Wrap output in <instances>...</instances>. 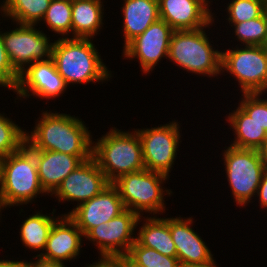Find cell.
Instances as JSON below:
<instances>
[{"label":"cell","mask_w":267,"mask_h":267,"mask_svg":"<svg viewBox=\"0 0 267 267\" xmlns=\"http://www.w3.org/2000/svg\"><path fill=\"white\" fill-rule=\"evenodd\" d=\"M173 32L174 30L167 22L158 19L141 35L131 40L124 47L122 54L125 59H138L143 73L149 74L162 58H168Z\"/></svg>","instance_id":"12"},{"label":"cell","mask_w":267,"mask_h":267,"mask_svg":"<svg viewBox=\"0 0 267 267\" xmlns=\"http://www.w3.org/2000/svg\"><path fill=\"white\" fill-rule=\"evenodd\" d=\"M205 28L174 31L168 58L187 72L215 78L221 74V51L212 46Z\"/></svg>","instance_id":"5"},{"label":"cell","mask_w":267,"mask_h":267,"mask_svg":"<svg viewBox=\"0 0 267 267\" xmlns=\"http://www.w3.org/2000/svg\"><path fill=\"white\" fill-rule=\"evenodd\" d=\"M68 85L56 69L52 58L36 61L20 73L16 95L24 99L34 96L46 100L64 94ZM32 93V94H30Z\"/></svg>","instance_id":"14"},{"label":"cell","mask_w":267,"mask_h":267,"mask_svg":"<svg viewBox=\"0 0 267 267\" xmlns=\"http://www.w3.org/2000/svg\"><path fill=\"white\" fill-rule=\"evenodd\" d=\"M3 209H4V206H3V204H2L1 197H0V212H1V210H3ZM0 215H2V214L0 213ZM0 218H2V217L0 216Z\"/></svg>","instance_id":"39"},{"label":"cell","mask_w":267,"mask_h":267,"mask_svg":"<svg viewBox=\"0 0 267 267\" xmlns=\"http://www.w3.org/2000/svg\"><path fill=\"white\" fill-rule=\"evenodd\" d=\"M260 159L267 170V138L263 141L262 145L257 149Z\"/></svg>","instance_id":"37"},{"label":"cell","mask_w":267,"mask_h":267,"mask_svg":"<svg viewBox=\"0 0 267 267\" xmlns=\"http://www.w3.org/2000/svg\"><path fill=\"white\" fill-rule=\"evenodd\" d=\"M229 112L227 120L235 139L230 146L240 149H258L267 138V132L258 125L239 105Z\"/></svg>","instance_id":"23"},{"label":"cell","mask_w":267,"mask_h":267,"mask_svg":"<svg viewBox=\"0 0 267 267\" xmlns=\"http://www.w3.org/2000/svg\"><path fill=\"white\" fill-rule=\"evenodd\" d=\"M125 210L117 188L110 183L97 196L67 214L85 236L92 228L106 223Z\"/></svg>","instance_id":"15"},{"label":"cell","mask_w":267,"mask_h":267,"mask_svg":"<svg viewBox=\"0 0 267 267\" xmlns=\"http://www.w3.org/2000/svg\"><path fill=\"white\" fill-rule=\"evenodd\" d=\"M157 215L142 219L143 225L139 227L136 241L141 245L152 248L168 257H177L175 244L169 228V218H158Z\"/></svg>","instance_id":"22"},{"label":"cell","mask_w":267,"mask_h":267,"mask_svg":"<svg viewBox=\"0 0 267 267\" xmlns=\"http://www.w3.org/2000/svg\"><path fill=\"white\" fill-rule=\"evenodd\" d=\"M233 75L243 94L267 93V46L244 45L221 51V74Z\"/></svg>","instance_id":"7"},{"label":"cell","mask_w":267,"mask_h":267,"mask_svg":"<svg viewBox=\"0 0 267 267\" xmlns=\"http://www.w3.org/2000/svg\"><path fill=\"white\" fill-rule=\"evenodd\" d=\"M122 261L125 265H141L145 267H181L177 257H168L158 251L141 246L137 241L131 246Z\"/></svg>","instance_id":"26"},{"label":"cell","mask_w":267,"mask_h":267,"mask_svg":"<svg viewBox=\"0 0 267 267\" xmlns=\"http://www.w3.org/2000/svg\"><path fill=\"white\" fill-rule=\"evenodd\" d=\"M126 267H145V266H141V265H125Z\"/></svg>","instance_id":"41"},{"label":"cell","mask_w":267,"mask_h":267,"mask_svg":"<svg viewBox=\"0 0 267 267\" xmlns=\"http://www.w3.org/2000/svg\"><path fill=\"white\" fill-rule=\"evenodd\" d=\"M222 155L234 202L245 207L257 195L265 171L264 164L256 149H240L229 145Z\"/></svg>","instance_id":"8"},{"label":"cell","mask_w":267,"mask_h":267,"mask_svg":"<svg viewBox=\"0 0 267 267\" xmlns=\"http://www.w3.org/2000/svg\"><path fill=\"white\" fill-rule=\"evenodd\" d=\"M1 164H2V157L0 156V181H1Z\"/></svg>","instance_id":"42"},{"label":"cell","mask_w":267,"mask_h":267,"mask_svg":"<svg viewBox=\"0 0 267 267\" xmlns=\"http://www.w3.org/2000/svg\"><path fill=\"white\" fill-rule=\"evenodd\" d=\"M60 216L51 228L45 251L36 257L64 264L65 261L70 262L80 255L84 235L68 215Z\"/></svg>","instance_id":"17"},{"label":"cell","mask_w":267,"mask_h":267,"mask_svg":"<svg viewBox=\"0 0 267 267\" xmlns=\"http://www.w3.org/2000/svg\"><path fill=\"white\" fill-rule=\"evenodd\" d=\"M103 11L101 0H73L71 37L93 39L104 24Z\"/></svg>","instance_id":"21"},{"label":"cell","mask_w":267,"mask_h":267,"mask_svg":"<svg viewBox=\"0 0 267 267\" xmlns=\"http://www.w3.org/2000/svg\"><path fill=\"white\" fill-rule=\"evenodd\" d=\"M35 26L37 25L16 23L15 29L4 33L0 31L9 60L19 74L26 66L51 58L54 42H50V37Z\"/></svg>","instance_id":"11"},{"label":"cell","mask_w":267,"mask_h":267,"mask_svg":"<svg viewBox=\"0 0 267 267\" xmlns=\"http://www.w3.org/2000/svg\"><path fill=\"white\" fill-rule=\"evenodd\" d=\"M172 121L165 125L135 129L142 144L145 169L170 176L177 157L180 140V125Z\"/></svg>","instance_id":"9"},{"label":"cell","mask_w":267,"mask_h":267,"mask_svg":"<svg viewBox=\"0 0 267 267\" xmlns=\"http://www.w3.org/2000/svg\"><path fill=\"white\" fill-rule=\"evenodd\" d=\"M52 0H3L1 16L13 23L37 25L41 23ZM3 13V15H2Z\"/></svg>","instance_id":"25"},{"label":"cell","mask_w":267,"mask_h":267,"mask_svg":"<svg viewBox=\"0 0 267 267\" xmlns=\"http://www.w3.org/2000/svg\"><path fill=\"white\" fill-rule=\"evenodd\" d=\"M192 223V217L169 218L170 233L181 266L205 263L214 258L202 237L191 227Z\"/></svg>","instance_id":"19"},{"label":"cell","mask_w":267,"mask_h":267,"mask_svg":"<svg viewBox=\"0 0 267 267\" xmlns=\"http://www.w3.org/2000/svg\"><path fill=\"white\" fill-rule=\"evenodd\" d=\"M0 267H27V261L0 260Z\"/></svg>","instance_id":"36"},{"label":"cell","mask_w":267,"mask_h":267,"mask_svg":"<svg viewBox=\"0 0 267 267\" xmlns=\"http://www.w3.org/2000/svg\"><path fill=\"white\" fill-rule=\"evenodd\" d=\"M264 14H265V18H266V21H267V4H266V7H265ZM266 46H267V40H266Z\"/></svg>","instance_id":"40"},{"label":"cell","mask_w":267,"mask_h":267,"mask_svg":"<svg viewBox=\"0 0 267 267\" xmlns=\"http://www.w3.org/2000/svg\"><path fill=\"white\" fill-rule=\"evenodd\" d=\"M123 48L141 35L159 17L158 0H123Z\"/></svg>","instance_id":"20"},{"label":"cell","mask_w":267,"mask_h":267,"mask_svg":"<svg viewBox=\"0 0 267 267\" xmlns=\"http://www.w3.org/2000/svg\"><path fill=\"white\" fill-rule=\"evenodd\" d=\"M167 179L168 176L162 173L144 169L122 175L112 184L119 191L125 209L135 212L139 217L145 212L154 216L165 212L164 196L173 193L162 186Z\"/></svg>","instance_id":"6"},{"label":"cell","mask_w":267,"mask_h":267,"mask_svg":"<svg viewBox=\"0 0 267 267\" xmlns=\"http://www.w3.org/2000/svg\"><path fill=\"white\" fill-rule=\"evenodd\" d=\"M55 209H53V212L47 215L42 213L40 211H35V214H32L31 216L27 217L20 226V240L23 243V246H25L28 249H31L34 252L36 251H43L45 250L47 239L49 236V233L51 231V228L53 224L60 218H55L54 216ZM36 250V251H35Z\"/></svg>","instance_id":"24"},{"label":"cell","mask_w":267,"mask_h":267,"mask_svg":"<svg viewBox=\"0 0 267 267\" xmlns=\"http://www.w3.org/2000/svg\"><path fill=\"white\" fill-rule=\"evenodd\" d=\"M25 145L35 155L39 180L47 195H52L73 170L92 157V155H70L56 151L35 150L26 141Z\"/></svg>","instance_id":"18"},{"label":"cell","mask_w":267,"mask_h":267,"mask_svg":"<svg viewBox=\"0 0 267 267\" xmlns=\"http://www.w3.org/2000/svg\"><path fill=\"white\" fill-rule=\"evenodd\" d=\"M110 183L91 157L73 170L51 195L58 201H77V206L97 196Z\"/></svg>","instance_id":"13"},{"label":"cell","mask_w":267,"mask_h":267,"mask_svg":"<svg viewBox=\"0 0 267 267\" xmlns=\"http://www.w3.org/2000/svg\"><path fill=\"white\" fill-rule=\"evenodd\" d=\"M44 193L35 155L25 144L2 158L0 197L4 208L29 204Z\"/></svg>","instance_id":"4"},{"label":"cell","mask_w":267,"mask_h":267,"mask_svg":"<svg viewBox=\"0 0 267 267\" xmlns=\"http://www.w3.org/2000/svg\"><path fill=\"white\" fill-rule=\"evenodd\" d=\"M241 95L238 105L267 132V98H261V93Z\"/></svg>","instance_id":"31"},{"label":"cell","mask_w":267,"mask_h":267,"mask_svg":"<svg viewBox=\"0 0 267 267\" xmlns=\"http://www.w3.org/2000/svg\"><path fill=\"white\" fill-rule=\"evenodd\" d=\"M39 119L30 134L27 131L25 134L33 149L92 155L93 137L82 119L57 111H44Z\"/></svg>","instance_id":"1"},{"label":"cell","mask_w":267,"mask_h":267,"mask_svg":"<svg viewBox=\"0 0 267 267\" xmlns=\"http://www.w3.org/2000/svg\"><path fill=\"white\" fill-rule=\"evenodd\" d=\"M92 41L90 38L69 37L54 41L51 58L68 86L103 83L112 77Z\"/></svg>","instance_id":"2"},{"label":"cell","mask_w":267,"mask_h":267,"mask_svg":"<svg viewBox=\"0 0 267 267\" xmlns=\"http://www.w3.org/2000/svg\"><path fill=\"white\" fill-rule=\"evenodd\" d=\"M267 0H231L227 4L228 22L240 23L264 14Z\"/></svg>","instance_id":"30"},{"label":"cell","mask_w":267,"mask_h":267,"mask_svg":"<svg viewBox=\"0 0 267 267\" xmlns=\"http://www.w3.org/2000/svg\"><path fill=\"white\" fill-rule=\"evenodd\" d=\"M259 197V205L263 209L267 210V170L264 171L260 185L258 187L257 196Z\"/></svg>","instance_id":"33"},{"label":"cell","mask_w":267,"mask_h":267,"mask_svg":"<svg viewBox=\"0 0 267 267\" xmlns=\"http://www.w3.org/2000/svg\"><path fill=\"white\" fill-rule=\"evenodd\" d=\"M135 212L125 209L118 216L92 228L85 236L99 250L100 258L121 259L136 241L133 232L142 222Z\"/></svg>","instance_id":"10"},{"label":"cell","mask_w":267,"mask_h":267,"mask_svg":"<svg viewBox=\"0 0 267 267\" xmlns=\"http://www.w3.org/2000/svg\"><path fill=\"white\" fill-rule=\"evenodd\" d=\"M234 28L235 36L241 42L240 46H266L267 40V21L265 14L255 19L240 23H229ZM234 26V27H233Z\"/></svg>","instance_id":"28"},{"label":"cell","mask_w":267,"mask_h":267,"mask_svg":"<svg viewBox=\"0 0 267 267\" xmlns=\"http://www.w3.org/2000/svg\"><path fill=\"white\" fill-rule=\"evenodd\" d=\"M181 267H217L216 261H214V258L208 262L200 263V264H192V265H186Z\"/></svg>","instance_id":"38"},{"label":"cell","mask_w":267,"mask_h":267,"mask_svg":"<svg viewBox=\"0 0 267 267\" xmlns=\"http://www.w3.org/2000/svg\"><path fill=\"white\" fill-rule=\"evenodd\" d=\"M210 0H158L159 17L174 30H195L212 26ZM213 14V15H212Z\"/></svg>","instance_id":"16"},{"label":"cell","mask_w":267,"mask_h":267,"mask_svg":"<svg viewBox=\"0 0 267 267\" xmlns=\"http://www.w3.org/2000/svg\"><path fill=\"white\" fill-rule=\"evenodd\" d=\"M72 1L52 0L43 17L51 31L68 38L72 34Z\"/></svg>","instance_id":"27"},{"label":"cell","mask_w":267,"mask_h":267,"mask_svg":"<svg viewBox=\"0 0 267 267\" xmlns=\"http://www.w3.org/2000/svg\"><path fill=\"white\" fill-rule=\"evenodd\" d=\"M92 157L109 183L122 175L145 169L142 144L135 129L123 132L110 128L97 142L93 141Z\"/></svg>","instance_id":"3"},{"label":"cell","mask_w":267,"mask_h":267,"mask_svg":"<svg viewBox=\"0 0 267 267\" xmlns=\"http://www.w3.org/2000/svg\"><path fill=\"white\" fill-rule=\"evenodd\" d=\"M25 134L18 124L0 113V156L3 158L18 151L25 144Z\"/></svg>","instance_id":"29"},{"label":"cell","mask_w":267,"mask_h":267,"mask_svg":"<svg viewBox=\"0 0 267 267\" xmlns=\"http://www.w3.org/2000/svg\"><path fill=\"white\" fill-rule=\"evenodd\" d=\"M36 261H29L27 262V267H67L63 263H58V262H49L40 259L39 257L33 256Z\"/></svg>","instance_id":"35"},{"label":"cell","mask_w":267,"mask_h":267,"mask_svg":"<svg viewBox=\"0 0 267 267\" xmlns=\"http://www.w3.org/2000/svg\"><path fill=\"white\" fill-rule=\"evenodd\" d=\"M98 260L96 263L86 264L85 267H126L122 259L99 258Z\"/></svg>","instance_id":"34"},{"label":"cell","mask_w":267,"mask_h":267,"mask_svg":"<svg viewBox=\"0 0 267 267\" xmlns=\"http://www.w3.org/2000/svg\"><path fill=\"white\" fill-rule=\"evenodd\" d=\"M20 74L13 68L0 34V87H8L15 93Z\"/></svg>","instance_id":"32"}]
</instances>
